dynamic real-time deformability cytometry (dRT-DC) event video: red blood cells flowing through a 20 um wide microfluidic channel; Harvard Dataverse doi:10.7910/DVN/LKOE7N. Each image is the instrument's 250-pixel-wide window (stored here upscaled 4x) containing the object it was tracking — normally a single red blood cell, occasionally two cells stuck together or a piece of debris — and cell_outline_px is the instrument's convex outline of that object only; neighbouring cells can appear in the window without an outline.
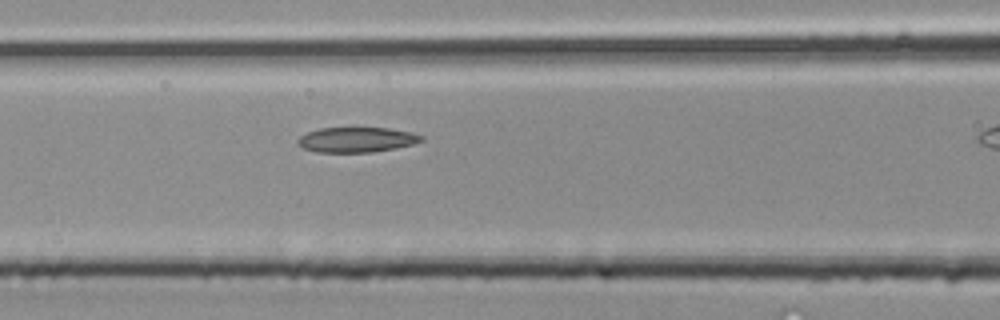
{"species": "common noctule bat (a hibernating species)", "species_latin": "Nyctalus noctula", "temperature_condition": "room temperature", "stored_images_in_passage": 11, "camera_frame_rate_fps": 3000, "um_per_image_px": 0.085, "animal": {"sex": "male", "body_mass_g": 20.4}, "frame": {"image": 1, "passage_image": 10, "time_ms": 3.0, "image_size_px": [1000, 320], "cell_outline_px": [[424, 140], [412, 144], [396, 148], [372, 152], [316, 152], [304, 148], [296, 144], [296, 140], [300, 136], [308, 132], [320, 128], [352, 124], [388, 128], [412, 132], [424, 136]], "centroid_in_image_um": [30.3, 11.82], "position_along_channel_um": 136.3, "area_um2": 19.07}}